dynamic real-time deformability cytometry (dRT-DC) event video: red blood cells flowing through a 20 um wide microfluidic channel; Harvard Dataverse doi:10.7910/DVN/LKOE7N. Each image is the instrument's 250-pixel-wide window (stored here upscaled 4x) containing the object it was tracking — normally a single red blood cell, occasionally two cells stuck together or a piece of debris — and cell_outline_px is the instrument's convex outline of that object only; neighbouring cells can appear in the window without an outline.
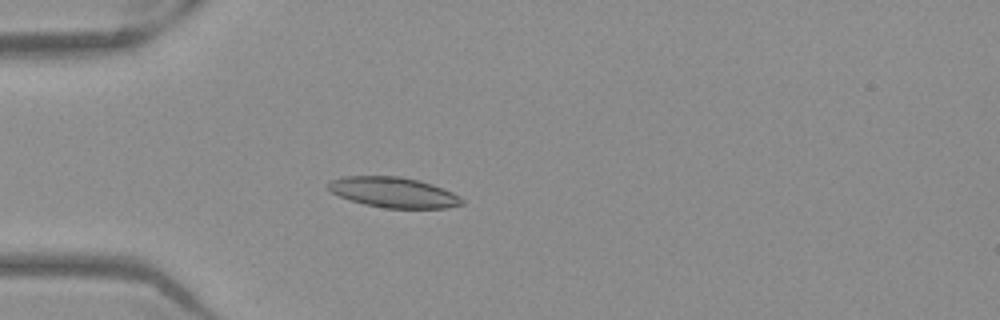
{"species": "Egyptian fruit bat (a non-hibernating species)", "species_latin": "Rousettus aegyptiacus", "temperature_condition": "warm", "stored_images_in_passage": 51, "camera_frame_rate_fps": 3000, "um_per_image_px": 0.085, "frame": {"image": 1, "passage_image": 14, "time_ms": 4.333, "image_size_px": [1000, 320], "cell_outline_px": [[464, 204], [448, 208], [384, 208], [364, 204], [340, 196], [332, 192], [328, 188], [328, 180], [344, 176], [400, 176], [420, 180], [432, 184], [452, 192], [460, 196], [464, 200]], "centroid_in_image_um": [33.47, 16.35], "position_along_channel_um": 51.5, "area_um2": 23.76}}
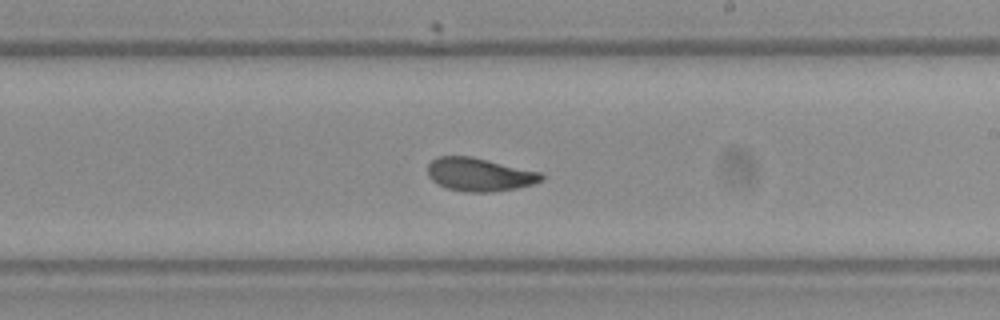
{"frame": {"image": 2, "passage_image": 30, "time_ms": 9.667, "image_size_px": [1000, 320], "cell_outline_px": [[544, 180], [532, 184], [516, 188], [492, 192], [468, 192], [448, 188], [432, 180], [428, 176], [428, 164], [436, 156], [472, 156], [540, 172], [544, 176]], "centroid_in_image_um": [40.75, 14.82], "position_along_channel_um": 248.2, "area_um2": 21.96}}
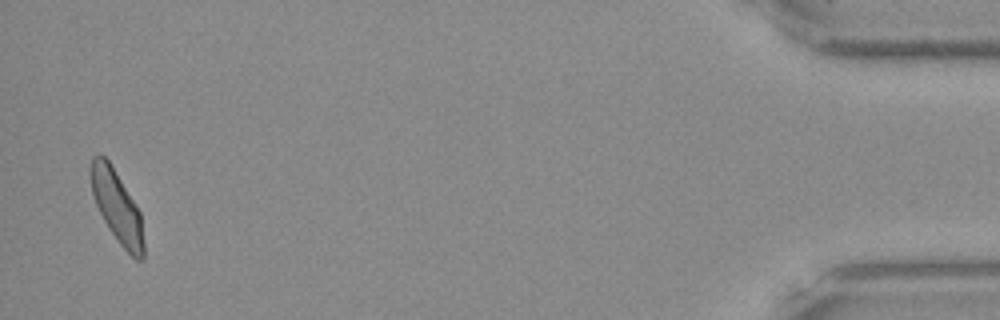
{"frame": {"image": 3, "passage_image": 50, "time_ms": 16.333, "image_size_px": [1000, 320], "cell_outline_px": [[144, 260], [136, 260], [120, 244], [108, 228], [96, 204], [92, 192], [88, 176], [88, 168], [92, 156], [100, 152], [108, 160], [136, 204], [140, 212], [144, 244]], "centroid_in_image_um": [9.9, 17.51], "position_along_channel_um": 425.3, "area_um2": 22.37}, "authors_computed_cell_mechanics": {"area_um2": 22.4264, "velocity_mm_per_s": 3.9133, "shape_relaxation_time_tau1_ms": 4.3282, "shape_relaxation_time_tau2_ms": 1.6144, "deformation_change_tau1": 0.1201, "deformation_change_tau2": 0.0818}}